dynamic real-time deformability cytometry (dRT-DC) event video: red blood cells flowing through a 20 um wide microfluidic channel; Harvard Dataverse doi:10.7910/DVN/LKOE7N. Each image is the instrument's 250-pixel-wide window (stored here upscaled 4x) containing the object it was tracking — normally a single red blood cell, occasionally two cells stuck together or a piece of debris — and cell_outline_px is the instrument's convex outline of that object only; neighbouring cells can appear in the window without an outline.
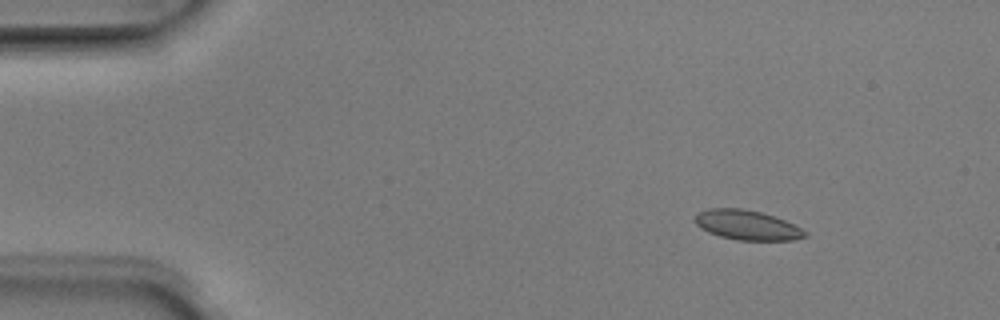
{"species": "Egyptian fruit bat (a non-hibernating species)", "species_latin": "Rousettus aegyptiacus", "temperature_condition": "room temperature", "stored_images_in_passage": 4, "camera_frame_rate_fps": 3000, "um_per_image_px": 0.085, "animal": {"sex": "male"}, "frame": {"image": 1, "passage_image": 2, "time_ms": 0.333, "image_size_px": [1000, 320], "cell_outline_px": [[808, 236], [792, 240], [736, 240], [720, 236], [708, 232], [700, 228], [692, 220], [700, 212], [708, 208], [740, 208], [760, 212], [784, 220], [808, 232]], "centroid_in_image_um": [63.47, 19.14], "position_along_channel_um": 21.5, "area_um2": 18.96}}
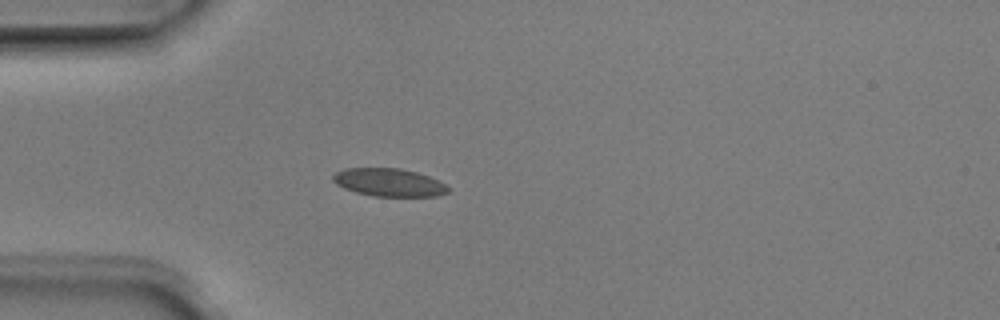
{"frame": {"image": 2, "passage_image": 4, "time_ms": 1.0, "image_size_px": [1000, 320], "cell_outline_px": [[452, 188], [448, 192], [440, 196], [372, 196], [356, 192], [344, 188], [336, 184], [332, 180], [332, 176], [336, 172], [344, 168], [400, 168], [416, 172], [440, 180]], "centroid_in_image_um": [33.1, 15.51], "position_along_channel_um": 51.9, "area_um2": 18.96}}